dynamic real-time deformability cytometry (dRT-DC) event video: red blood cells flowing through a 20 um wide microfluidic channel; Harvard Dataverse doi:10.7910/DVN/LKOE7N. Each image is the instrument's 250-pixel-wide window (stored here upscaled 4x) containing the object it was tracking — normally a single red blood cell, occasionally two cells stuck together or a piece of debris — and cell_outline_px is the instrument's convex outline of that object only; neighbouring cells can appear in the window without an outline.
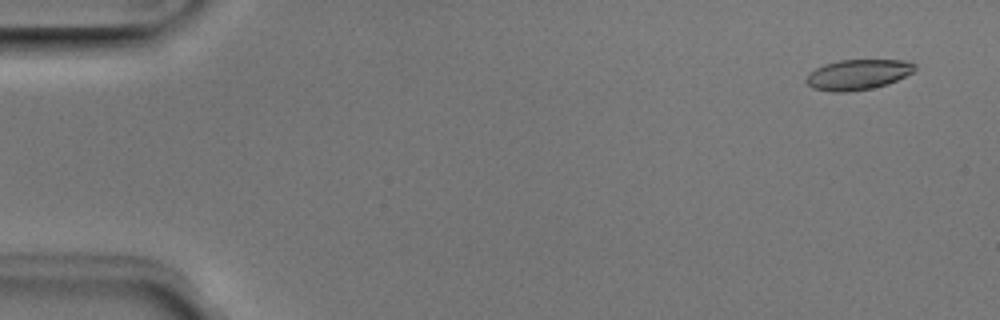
{"species": "Egyptian fruit bat (a non-hibernating species)", "species_latin": "Rousettus aegyptiacus", "temperature_condition": "room temperature", "stored_images_in_passage": 51, "camera_frame_rate_fps": 3000, "um_per_image_px": 0.085, "animal": {"sex": "male"}, "frame": {"image": 1, "passage_image": 3, "time_ms": 0.667, "image_size_px": [1000, 320], "cell_outline_px": [[916, 68], [912, 72], [888, 84], [872, 88], [848, 92], [832, 92], [812, 88], [804, 80], [808, 72], [824, 64], [840, 60], [908, 60], [916, 64]], "centroid_in_image_um": [72.89, 6.34], "position_along_channel_um": 12.1, "area_um2": 19.31}}
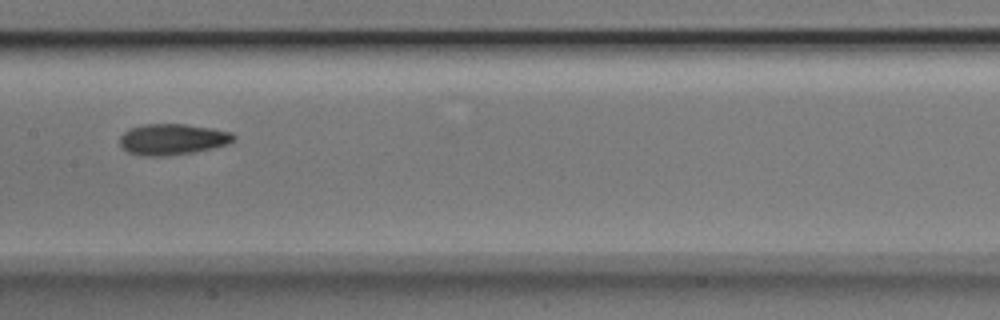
{"frame": {"image": 2, "passage_image": 26, "time_ms": 8.333, "image_size_px": [1000, 320], "cell_outline_px": [[236, 140], [228, 144], [212, 148], [192, 152], [164, 156], [140, 156], [128, 152], [120, 144], [120, 136], [128, 128], [144, 124], [184, 124], [212, 128], [232, 132], [236, 136]], "centroid_in_image_um": [14.67, 11.83], "position_along_channel_um": 192.7, "area_um2": 20.69}}
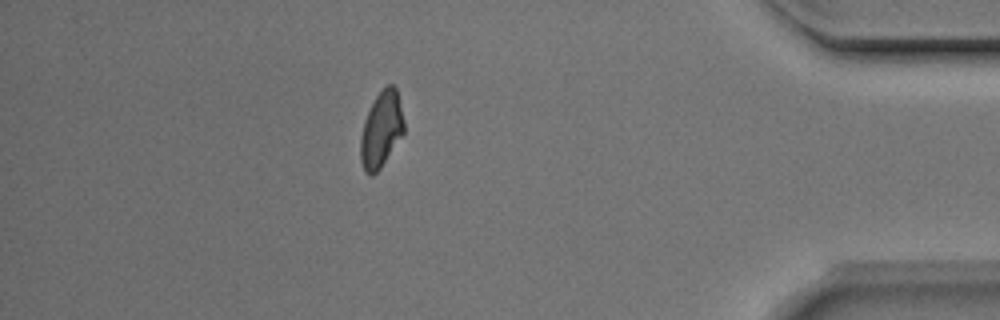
{"frame": {"image": 3, "passage_image": 45, "time_ms": 14.667, "image_size_px": [1000, 320], "cell_outline_px": [[404, 132], [380, 168], [372, 176], [364, 172], [360, 160], [360, 136], [364, 120], [376, 96], [388, 84], [392, 84], [396, 88], [404, 120]], "centroid_in_image_um": [32.39, 11.03], "position_along_channel_um": 402.8, "area_um2": 19.02}, "authors_computed_cell_mechanics": {"area_um2": 19.652, "velocity_mm_per_s": 3.9697, "shape_relaxation_time_tau1_ms": 7.3665, "shape_relaxation_time_tau2_ms": 2.1534, "deformation_change_tau1": 0.1601, "deformation_change_tau2": 0.0748}}